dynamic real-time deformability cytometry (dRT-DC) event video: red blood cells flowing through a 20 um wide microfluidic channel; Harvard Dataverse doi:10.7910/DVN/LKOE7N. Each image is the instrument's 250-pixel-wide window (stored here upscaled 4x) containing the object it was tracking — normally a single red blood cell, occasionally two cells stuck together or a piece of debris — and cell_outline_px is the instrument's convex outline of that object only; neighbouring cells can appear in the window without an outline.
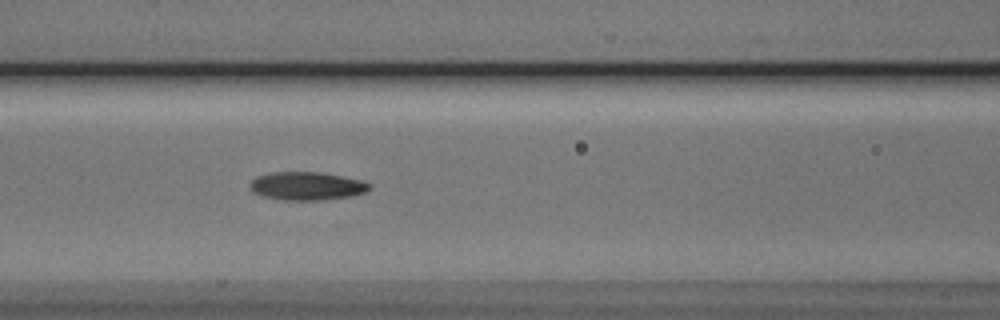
{"species": "Egyptian fruit bat (a non-hibernating species)", "species_latin": "Rousettus aegyptiacus", "temperature_condition": "cold", "stored_images_in_passage": 7, "segment_of_instrument_passage": [1, 2], "camera_frame_rate_fps": 3000, "um_per_image_px": 0.085, "animal": {"sex": "male"}, "frame": {"image": 1, "passage_image": 6, "time_ms": 6.333, "image_size_px": [1000, 320], "cell_outline_px": [[372, 188], [368, 192], [352, 196], [320, 200], [284, 200], [264, 196], [252, 192], [248, 184], [256, 176], [272, 172], [316, 172], [344, 176], [364, 180], [372, 184]], "centroid_in_image_um": [26.13, 15.81], "position_along_channel_um": 140.5, "area_um2": 19.94}}